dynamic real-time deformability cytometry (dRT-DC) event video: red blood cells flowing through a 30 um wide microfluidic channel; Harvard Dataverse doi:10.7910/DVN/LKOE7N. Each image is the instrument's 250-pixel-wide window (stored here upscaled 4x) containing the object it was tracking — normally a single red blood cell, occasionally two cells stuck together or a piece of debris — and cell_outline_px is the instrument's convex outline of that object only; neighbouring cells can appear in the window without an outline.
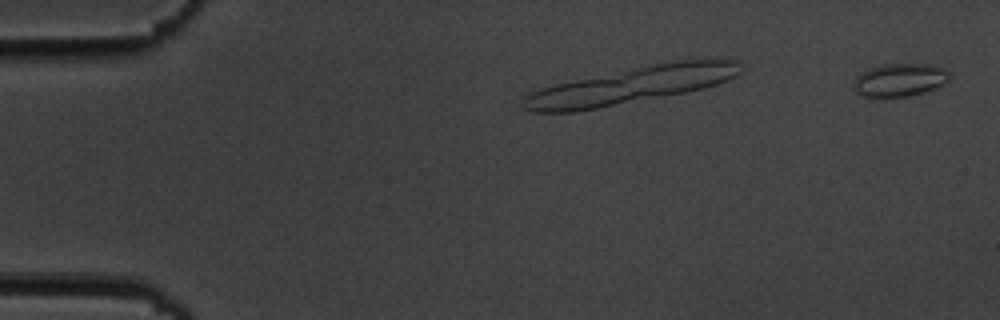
{"species": "common noctule bat (a hibernating species)", "species_latin": "Nyctalus noctula", "temperature_condition": "cold", "stored_images_in_passage": 3, "camera_frame_rate_fps": 3000, "um_per_image_px": 0.085, "animal": {"sex": "male", "body_mass_g": 19.5, "forearm_length_mm": 54.6}, "frame": {"image": 1, "passage_image": 3, "time_ms": 2.333, "image_size_px": [1000, 320], "cell_outline_px": [[948, 80], [944, 84], [936, 88], [924, 92], [908, 96], [864, 96], [856, 92], [852, 88], [856, 76], [868, 68], [884, 64], [936, 64], [944, 68], [948, 72]], "centroid_in_image_um": [76.48, 6.78], "position_along_channel_um": 8.5, "area_um2": 18.44}}